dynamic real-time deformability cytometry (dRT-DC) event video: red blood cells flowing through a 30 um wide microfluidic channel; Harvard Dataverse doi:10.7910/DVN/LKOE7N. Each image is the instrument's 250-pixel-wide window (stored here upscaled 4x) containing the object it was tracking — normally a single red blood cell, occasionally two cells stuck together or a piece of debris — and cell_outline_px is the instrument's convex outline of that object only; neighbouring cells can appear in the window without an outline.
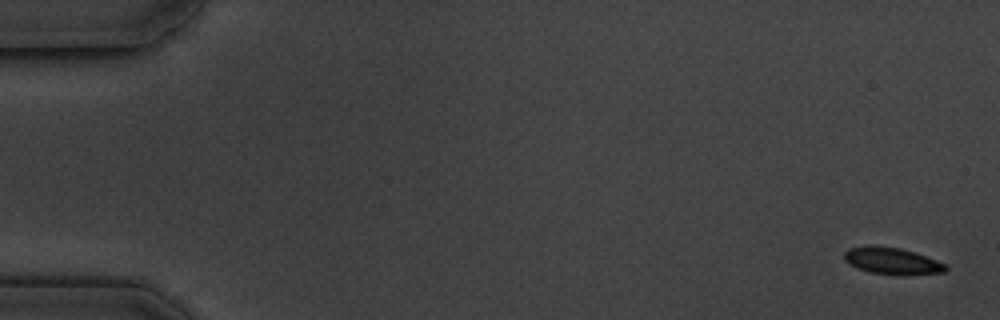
{"species": "common noctule bat (a hibernating species)", "species_latin": "Nyctalus noctula", "temperature_condition": "cold", "stored_images_in_passage": 9, "camera_frame_rate_fps": 3000, "um_per_image_px": 0.085, "animal": {"sex": "male", "body_mass_g": 19.5, "forearm_length_mm": 54.6}, "frame": {"image": 1, "passage_image": 1, "time_ms": 0.0, "image_size_px": [1000, 320], "cell_outline_px": [[948, 268], [944, 272], [900, 276], [868, 272], [856, 268], [848, 264], [844, 260], [844, 252], [848, 248], [872, 244], [876, 244], [900, 248], [936, 260], [944, 264]], "centroid_in_image_um": [75.75, 22.18], "position_along_channel_um": 9.3, "area_um2": 16.13}}
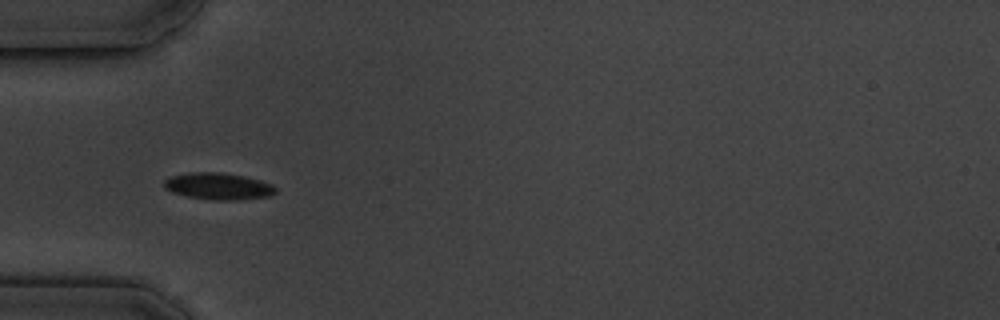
{"frame": {"image": 2, "passage_image": 6, "time_ms": 5.667, "image_size_px": [1000, 320], "cell_outline_px": [[276, 192], [268, 196], [240, 200], [208, 200], [188, 196], [172, 192], [164, 188], [164, 180], [172, 176], [188, 172], [220, 172], [244, 176], [260, 180], [272, 184], [276, 188]], "centroid_in_image_um": [18.55, 15.83], "position_along_channel_um": 66.4, "area_um2": 17.46}}